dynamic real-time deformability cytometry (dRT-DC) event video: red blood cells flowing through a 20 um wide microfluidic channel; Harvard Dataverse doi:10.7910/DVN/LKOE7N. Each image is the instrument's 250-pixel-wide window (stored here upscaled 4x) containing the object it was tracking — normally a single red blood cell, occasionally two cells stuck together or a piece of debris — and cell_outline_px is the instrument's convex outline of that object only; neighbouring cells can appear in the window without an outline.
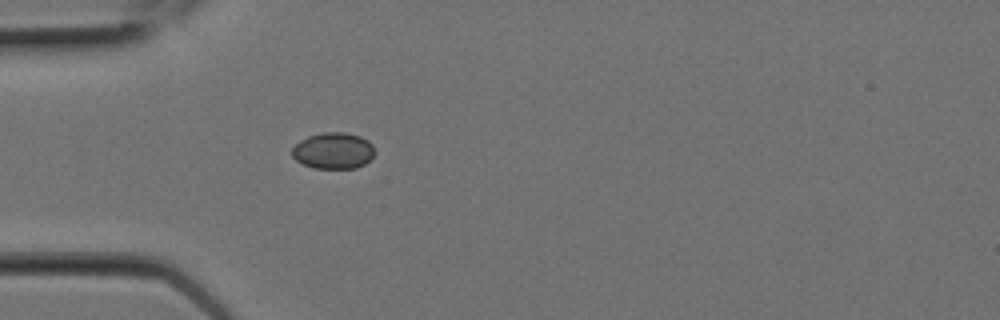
{"species": "Egyptian fruit bat (a non-hibernating species)", "species_latin": "Rousettus aegyptiacus", "temperature_condition": "room temperature", "stored_images_in_passage": 4, "camera_frame_rate_fps": 3000, "um_per_image_px": 0.085, "animal": {"sex": "female"}, "frame": {"image": 1, "passage_image": 4, "time_ms": 1.0, "image_size_px": [1000, 320], "cell_outline_px": [[376, 152], [364, 164], [356, 168], [312, 168], [296, 160], [292, 156], [292, 148], [300, 140], [308, 136], [324, 132], [344, 132], [360, 136], [368, 140], [372, 144]], "centroid_in_image_um": [28.34, 12.8], "position_along_channel_um": 56.7, "area_um2": 17.51}}